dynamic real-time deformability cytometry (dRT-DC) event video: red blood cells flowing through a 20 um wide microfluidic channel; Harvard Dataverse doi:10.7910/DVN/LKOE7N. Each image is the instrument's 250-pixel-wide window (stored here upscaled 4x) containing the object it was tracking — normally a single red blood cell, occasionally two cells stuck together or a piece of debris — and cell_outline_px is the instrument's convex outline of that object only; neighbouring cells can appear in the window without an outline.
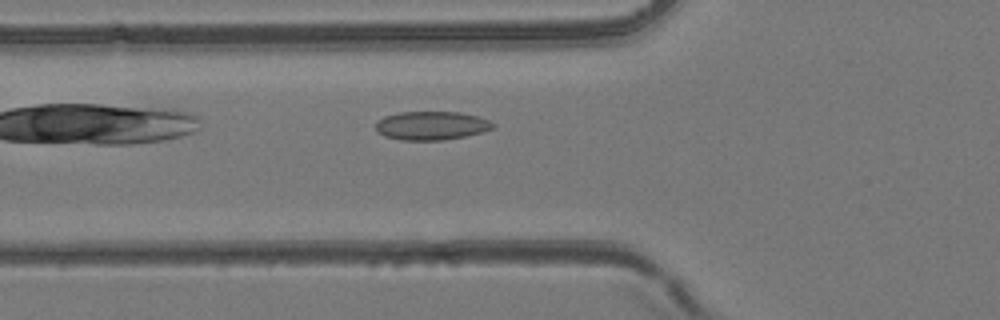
{"species": "common noctule bat (a hibernating species)", "species_latin": "Nyctalus noctula", "temperature_condition": "room temperature", "stored_images_in_passage": 2, "camera_frame_rate_fps": 3000, "um_per_image_px": 0.085, "animal": {"sex": "female", "body_mass_g": 24.6, "forearm_length_mm": 56.2}, "frame": {"image": 1, "passage_image": 2, "time_ms": 1.0, "image_size_px": [1000, 320], "cell_outline_px": [[496, 124], [492, 128], [480, 132], [464, 136], [444, 140], [400, 140], [384, 136], [376, 132], [376, 120], [384, 116], [400, 112], [460, 112], [476, 116], [488, 120]], "centroid_in_image_um": [36.61, 10.68], "position_along_channel_um": 89.2, "area_um2": 19.54}}